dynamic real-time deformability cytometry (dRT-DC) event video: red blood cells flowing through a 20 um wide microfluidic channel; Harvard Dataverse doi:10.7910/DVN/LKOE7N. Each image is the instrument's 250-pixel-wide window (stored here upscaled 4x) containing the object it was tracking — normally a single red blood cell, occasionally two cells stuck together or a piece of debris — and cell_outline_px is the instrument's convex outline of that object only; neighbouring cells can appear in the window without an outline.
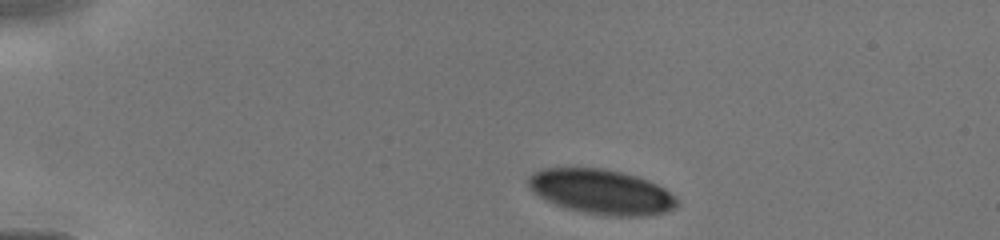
{"species": "human", "species_latin": "Homo sapiens", "temperature_condition": "cold", "stored_images_in_passage": 5, "camera_frame_rate_fps": 3000, "um_per_image_px": 0.085, "donor": {"sex": "male"}, "frame": {"image": 1, "passage_image": 1, "time_ms": 0.0, "image_size_px": [1000, 240], "cell_outline_px": [[680, 204], [676, 208], [664, 212], [648, 216], [612, 216], [584, 212], [564, 208], [544, 200], [528, 184], [528, 176], [544, 168], [604, 168], [636, 176], [648, 180], [664, 188], [676, 196], [680, 200]], "centroid_in_image_um": [51.17, 16.31], "position_along_channel_um": 33.8, "area_um2": 38.84}}
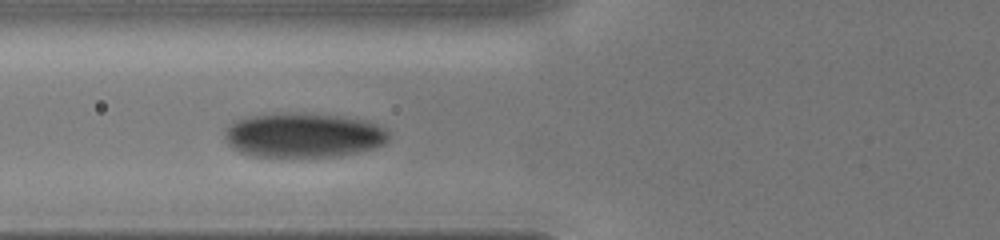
{"frame": {"image": 2, "passage_image": 4, "time_ms": 3.0, "image_size_px": [1000, 240], "cell_outline_px": [[388, 140], [384, 144], [372, 148], [340, 156], [252, 156], [240, 152], [232, 148], [228, 144], [224, 136], [224, 128], [232, 120], [244, 116], [284, 112], [304, 112], [340, 116], [364, 120], [384, 128], [388, 132]], "centroid_in_image_um": [25.7, 11.46], "position_along_channel_um": 100.1, "area_um2": 43.06}}
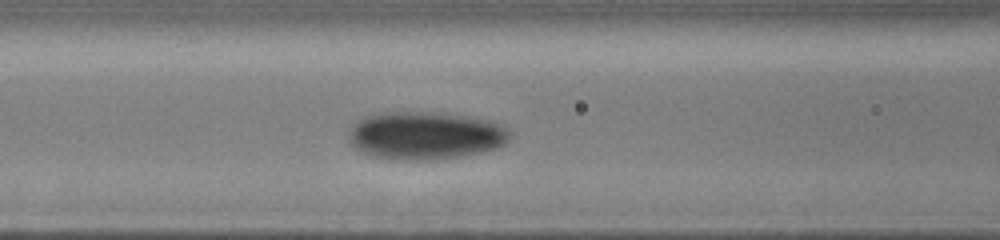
{"frame": {"image": 3, "passage_image": 5, "time_ms": 3.667, "image_size_px": [1000, 240], "cell_outline_px": [[512, 132], [508, 140], [504, 144], [496, 148], [480, 152], [460, 156], [428, 160], [404, 160], [372, 156], [360, 152], [348, 140], [348, 128], [356, 120], [364, 116], [376, 112], [436, 112], [492, 120], [504, 124]], "centroid_in_image_um": [36.13, 11.5], "position_along_channel_um": 130.5, "area_um2": 45.55}}